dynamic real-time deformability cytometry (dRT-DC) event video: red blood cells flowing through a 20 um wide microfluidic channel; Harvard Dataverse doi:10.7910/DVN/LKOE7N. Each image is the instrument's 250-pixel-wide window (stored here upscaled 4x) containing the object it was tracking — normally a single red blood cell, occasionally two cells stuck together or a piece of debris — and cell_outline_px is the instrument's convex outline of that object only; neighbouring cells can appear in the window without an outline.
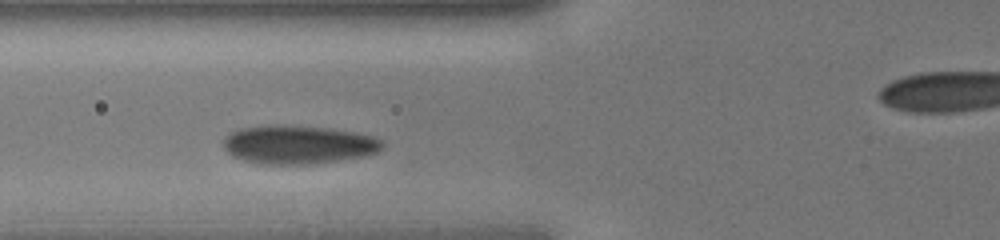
{"species": "human", "species_latin": "Homo sapiens", "temperature_condition": "cold", "stored_images_in_passage": 6, "camera_frame_rate_fps": 3000, "um_per_image_px": 0.085, "donor": {"sex": "male"}, "frame": {"image": 1, "passage_image": 3, "time_ms": 0.667, "image_size_px": [1000, 240], "cell_outline_px": [[384, 144], [376, 152], [364, 156], [308, 164], [260, 164], [244, 160], [232, 156], [224, 148], [224, 136], [228, 132], [240, 128], [268, 124], [280, 124], [328, 128], [356, 132], [372, 136], [384, 140]], "centroid_in_image_um": [25.3, 12.27], "position_along_channel_um": 100.5, "area_um2": 35.89}}
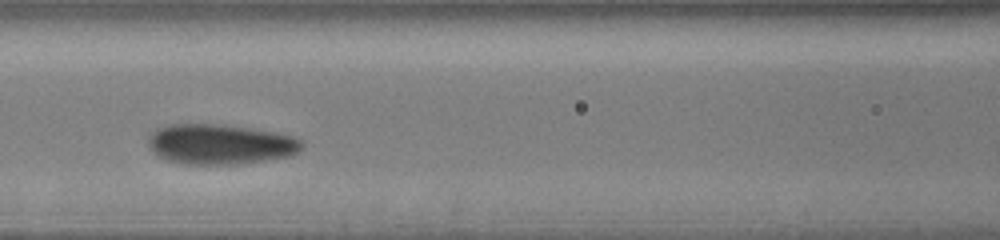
{"frame": {"image": 2, "passage_image": 4, "time_ms": 1.0, "image_size_px": [1000, 240], "cell_outline_px": [[304, 144], [300, 152], [292, 156], [240, 164], [180, 164], [168, 160], [152, 152], [148, 144], [148, 136], [152, 132], [160, 128], [172, 124], [224, 124], [276, 132], [296, 136], [304, 140]], "centroid_in_image_um": [18.79, 12.26], "position_along_channel_um": 147.8, "area_um2": 36.41}}
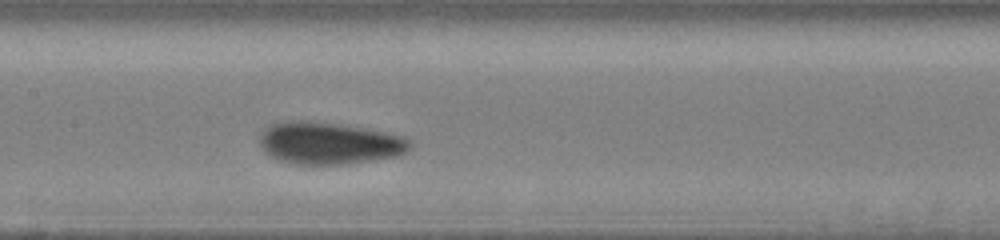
{"frame": {"image": 3, "passage_image": 6, "time_ms": 1.667, "image_size_px": [1000, 240], "cell_outline_px": [[412, 148], [396, 156], [372, 160], [344, 164], [296, 164], [280, 160], [264, 152], [260, 144], [260, 132], [264, 128], [272, 124], [292, 120], [308, 120], [340, 124], [364, 128], [404, 136], [412, 140]], "centroid_in_image_um": [27.98, 12.16], "position_along_channel_um": 179.4, "area_um2": 36.93}}